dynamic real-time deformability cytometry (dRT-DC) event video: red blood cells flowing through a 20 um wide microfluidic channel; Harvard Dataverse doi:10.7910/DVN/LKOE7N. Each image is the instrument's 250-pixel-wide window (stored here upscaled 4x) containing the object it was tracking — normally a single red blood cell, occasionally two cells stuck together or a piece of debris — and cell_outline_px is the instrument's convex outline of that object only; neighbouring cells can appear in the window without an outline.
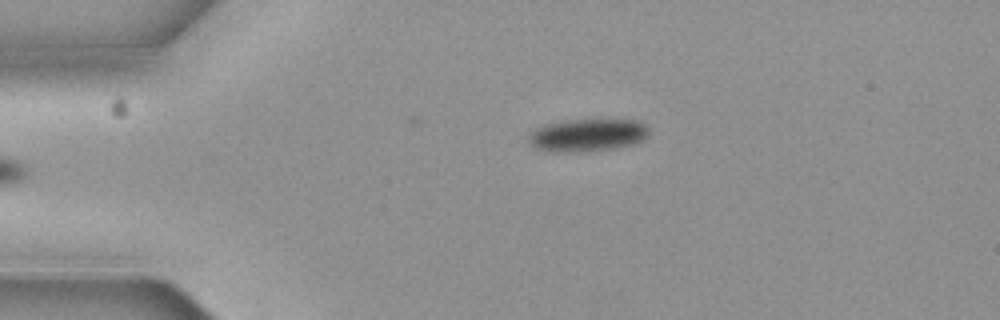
{"species": "common noctule bat (a hibernating species)", "species_latin": "Nyctalus noctula", "temperature_condition": "cold", "stored_images_in_passage": 3, "camera_frame_rate_fps": 3000, "um_per_image_px": 0.085, "animal": {"sex": "female", "body_mass_g": 19.3, "forearm_length_mm": 54.1}, "frame": {"image": 1, "passage_image": 3, "time_ms": 0.667, "image_size_px": [1000, 320], "cell_outline_px": [[648, 132], [644, 140], [632, 144], [616, 148], [580, 152], [548, 152], [532, 148], [528, 140], [528, 136], [536, 128], [544, 124], [564, 120], [636, 120], [644, 124], [648, 128]], "centroid_in_image_um": [49.87, 11.5], "position_along_channel_um": 35.1, "area_um2": 23.12}}